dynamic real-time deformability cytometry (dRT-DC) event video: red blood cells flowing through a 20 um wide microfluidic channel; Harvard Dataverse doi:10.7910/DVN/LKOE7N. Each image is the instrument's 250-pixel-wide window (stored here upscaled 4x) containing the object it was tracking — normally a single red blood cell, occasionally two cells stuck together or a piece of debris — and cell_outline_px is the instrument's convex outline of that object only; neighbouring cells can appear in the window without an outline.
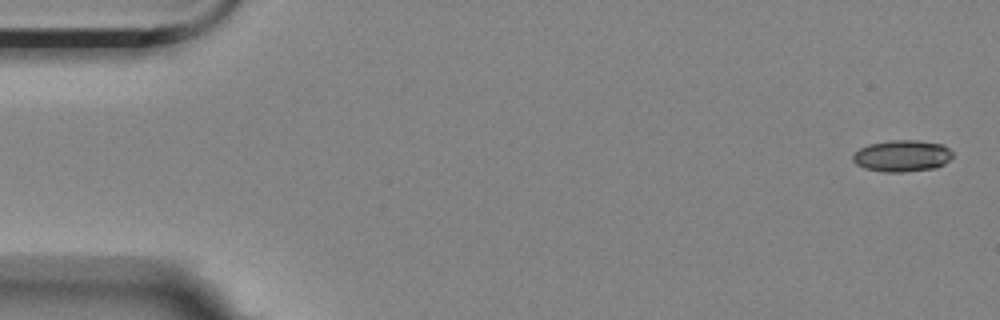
{"species": "Egyptian fruit bat (a non-hibernating species)", "species_latin": "Rousettus aegyptiacus", "temperature_condition": "room temperature", "stored_images_in_passage": 5, "camera_frame_rate_fps": 3000, "um_per_image_px": 0.085, "animal": {"sex": "female"}, "frame": {"image": 1, "passage_image": 1, "time_ms": 0.0, "image_size_px": [1000, 320], "cell_outline_px": [[952, 156], [944, 164], [936, 168], [904, 172], [884, 172], [864, 168], [856, 164], [852, 160], [852, 156], [860, 148], [868, 144], [892, 140], [916, 140], [944, 144], [952, 152]], "centroid_in_image_um": [76.68, 13.25], "position_along_channel_um": 8.3, "area_um2": 18.44}}
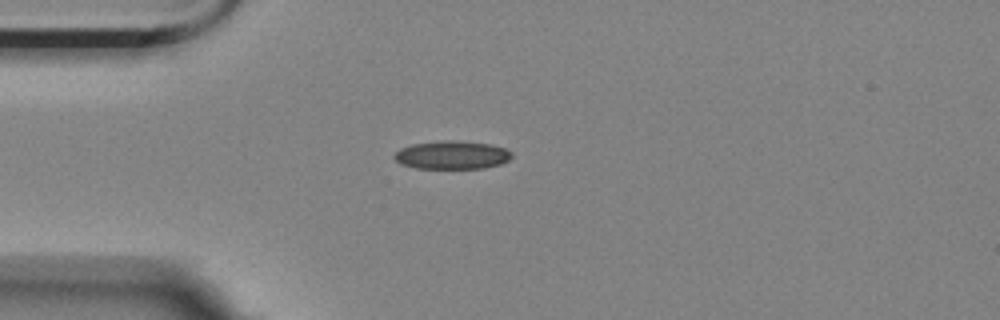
{"frame": {"image": 2, "passage_image": 4, "time_ms": 1.0, "image_size_px": [1000, 320], "cell_outline_px": [[512, 156], [508, 160], [500, 164], [484, 168], [416, 168], [400, 164], [392, 156], [400, 148], [412, 144], [448, 140], [452, 140], [488, 144], [504, 148], [512, 152]], "centroid_in_image_um": [38.39, 13.18], "position_along_channel_um": 46.6, "area_um2": 19.19}}